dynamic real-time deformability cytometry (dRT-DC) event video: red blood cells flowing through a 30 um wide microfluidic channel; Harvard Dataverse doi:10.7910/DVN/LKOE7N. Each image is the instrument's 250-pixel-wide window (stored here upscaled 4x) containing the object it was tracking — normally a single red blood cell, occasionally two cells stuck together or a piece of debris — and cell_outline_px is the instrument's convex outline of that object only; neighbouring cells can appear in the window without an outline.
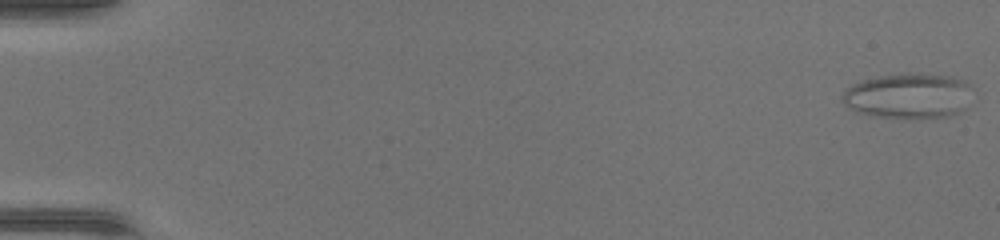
{"species": "common noctule bat (a hibernating species)", "species_latin": "Nyctalus noctula", "temperature_condition": "warm", "stored_images_in_passage": 47, "camera_frame_rate_fps": 3000, "um_per_image_px": 0.085, "animal": {"sex": "female", "body_mass_g": 17.0, "forearm_length_mm": 48.0}, "frame": {"image": 1, "passage_image": 1, "time_ms": 0.0, "image_size_px": [1000, 240], "cell_outline_px": [[972, 88], [964, 108], [960, 112], [948, 116], [876, 116], [860, 112], [848, 108], [840, 100], [840, 96], [852, 84], [860, 80], [900, 72], [908, 72], [952, 76], [968, 80]], "centroid_in_image_um": [77.2, 8.09], "position_along_channel_um": 7.8, "area_um2": 34.16}}
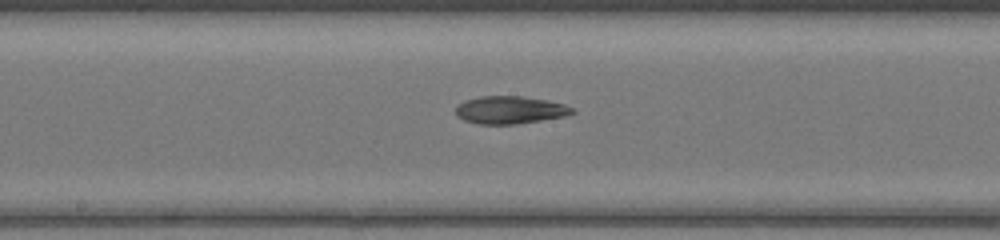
{"frame": {"image": 2, "passage_image": 26, "time_ms": 8.333, "image_size_px": [1000, 240], "cell_outline_px": [[576, 112], [564, 116], [516, 124], [480, 124], [464, 120], [456, 116], [456, 104], [464, 100], [480, 96], [524, 96], [564, 104], [572, 108]], "centroid_in_image_um": [43.29, 9.34], "position_along_channel_um": 204.9, "area_um2": 18.73}}
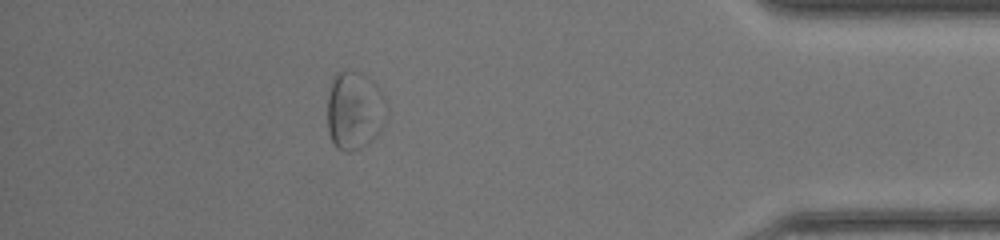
{"frame": {"image": 3, "passage_image": 42, "time_ms": 13.667, "image_size_px": [1000, 240], "cell_outline_px": [[388, 116], [372, 140], [368, 144], [352, 152], [344, 152], [336, 148], [328, 132], [328, 96], [332, 76], [336, 72], [360, 72], [380, 88], [388, 104]], "centroid_in_image_um": [30.15, 9.41], "position_along_channel_um": 405.1, "area_um2": 27.34}}